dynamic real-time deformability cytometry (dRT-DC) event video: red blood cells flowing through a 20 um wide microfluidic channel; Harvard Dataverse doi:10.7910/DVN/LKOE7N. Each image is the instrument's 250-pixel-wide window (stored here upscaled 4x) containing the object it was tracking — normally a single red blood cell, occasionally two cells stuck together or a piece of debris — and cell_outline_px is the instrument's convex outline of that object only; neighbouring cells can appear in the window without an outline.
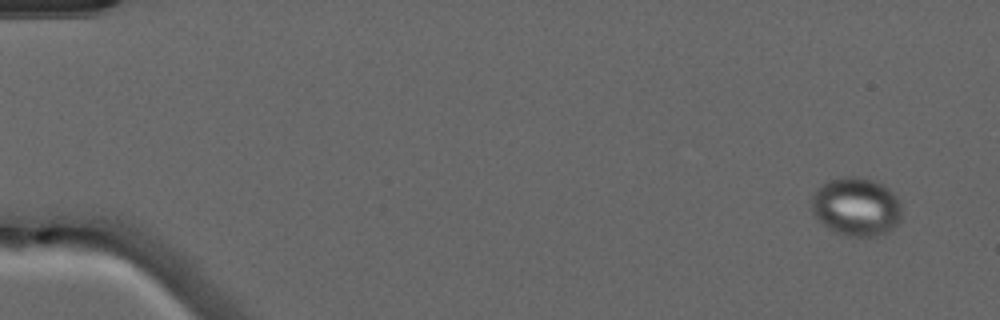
{"species": "common noctule bat (a hibernating species)", "species_latin": "Nyctalus noctula", "temperature_condition": "warm", "stored_images_in_passage": 5, "camera_frame_rate_fps": 3000, "um_per_image_px": 0.085, "animal": {"sex": "male", "forearm_length_mm": 52.5}, "frame": {"image": 1, "passage_image": 1, "time_ms": 0.0, "image_size_px": [1000, 320], "cell_outline_px": [[900, 220], [892, 228], [876, 236], [848, 236], [836, 232], [828, 228], [812, 212], [808, 204], [812, 196], [828, 180], [848, 176], [856, 176], [872, 180], [884, 184], [896, 196], [900, 204]], "centroid_in_image_um": [72.76, 17.56], "position_along_channel_um": 12.2, "area_um2": 30.52}}